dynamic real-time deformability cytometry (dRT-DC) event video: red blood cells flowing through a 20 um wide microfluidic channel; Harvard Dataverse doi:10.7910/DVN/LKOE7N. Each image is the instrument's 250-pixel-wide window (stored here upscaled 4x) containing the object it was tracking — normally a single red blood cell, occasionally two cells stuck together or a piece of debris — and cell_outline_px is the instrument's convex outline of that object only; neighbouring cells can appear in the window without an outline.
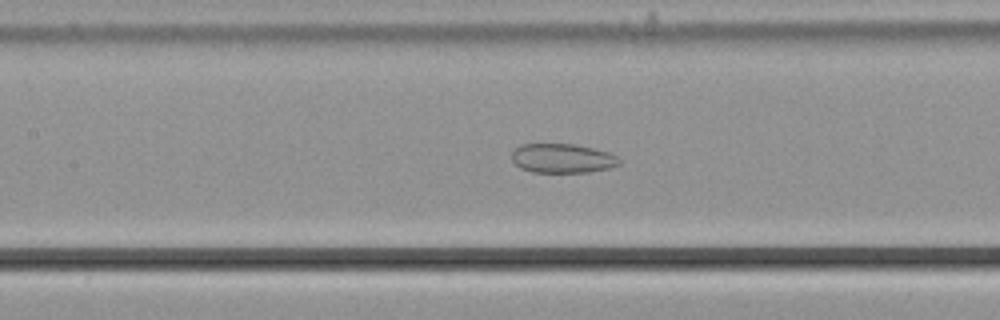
{"species": "common noctule bat (a hibernating species)", "species_latin": "Nyctalus noctula", "temperature_condition": "cold", "stored_images_in_passage": 55, "camera_frame_rate_fps": 3000, "um_per_image_px": 0.085, "animal": {"sex": "male", "body_mass_g": 21.5, "forearm_length_mm": 52.0}, "frame": {"image": 1, "passage_image": 26, "time_ms": 8.333, "image_size_px": [1000, 320], "cell_outline_px": [[620, 164], [612, 168], [588, 172], [532, 172], [520, 168], [512, 160], [512, 152], [516, 148], [524, 144], [576, 144], [608, 152], [616, 156], [620, 160]], "centroid_in_image_um": [47.82, 13.46], "position_along_channel_um": 159.6, "area_um2": 18.32}}
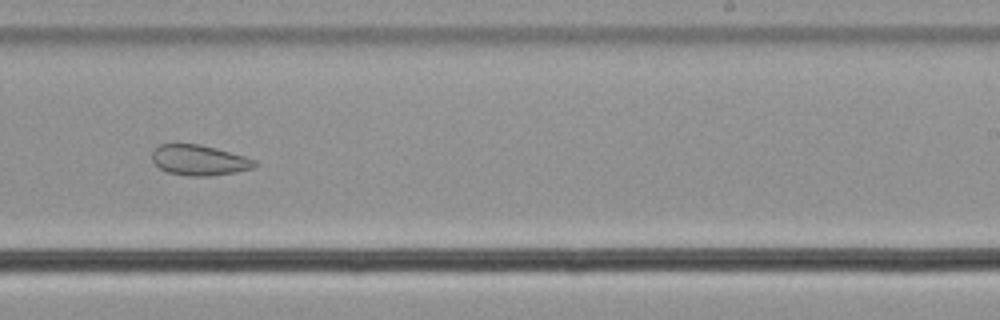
{"frame": {"image": 2, "passage_image": 35, "time_ms": 11.333, "image_size_px": [1000, 320], "cell_outline_px": [[260, 164], [256, 168], [236, 172], [212, 176], [188, 176], [168, 172], [160, 168], [152, 160], [152, 152], [160, 144], [200, 144], [216, 148], [244, 156], [256, 160]], "centroid_in_image_um": [16.99, 13.62], "position_along_channel_um": 272.0, "area_um2": 18.32}}
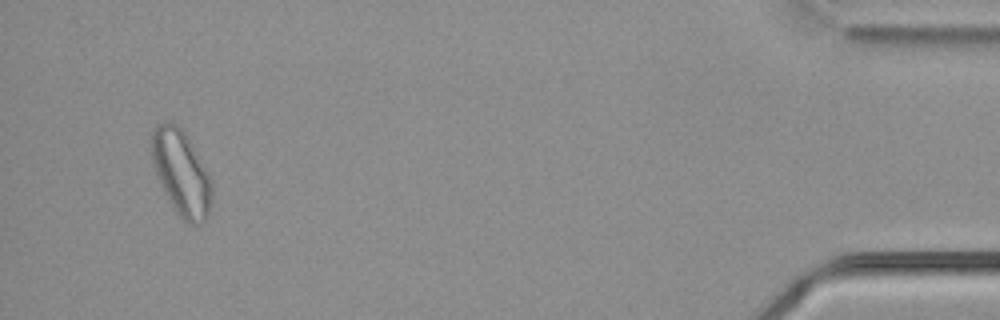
{"frame": {"image": 3, "passage_image": 53, "time_ms": 17.333, "image_size_px": [1000, 320], "cell_outline_px": [[212, 196], [208, 216], [200, 224], [188, 224], [176, 212], [168, 200], [156, 176], [152, 164], [152, 132], [156, 124], [164, 120], [172, 120], [184, 128], [212, 180]], "centroid_in_image_um": [15.4, 14.64], "position_along_channel_um": 419.8, "area_um2": 30.52}, "authors_computed_cell_mechanics": {"area_um2": 25.2008, "velocity_mm_per_s": 3.7607, "shape_relaxation_time_tau1_ms": null, "shape_relaxation_time_tau2_ms": 4.1534, "deformation_change_tau1": null, "deformation_change_tau2": 0.0947}}